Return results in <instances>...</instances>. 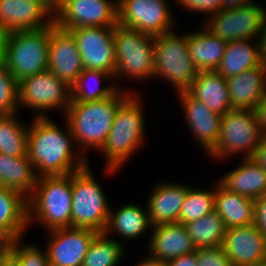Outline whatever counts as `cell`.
<instances>
[{
  "label": "cell",
  "instance_id": "obj_1",
  "mask_svg": "<svg viewBox=\"0 0 266 266\" xmlns=\"http://www.w3.org/2000/svg\"><path fill=\"white\" fill-rule=\"evenodd\" d=\"M66 127L61 129L49 117L33 118L28 127V156L38 177L68 175L89 165L86 157L75 150L67 123Z\"/></svg>",
  "mask_w": 266,
  "mask_h": 266
},
{
  "label": "cell",
  "instance_id": "obj_2",
  "mask_svg": "<svg viewBox=\"0 0 266 266\" xmlns=\"http://www.w3.org/2000/svg\"><path fill=\"white\" fill-rule=\"evenodd\" d=\"M132 93L130 89L126 91L118 89L109 98L85 103L70 102L65 118L76 148L82 155L86 157L84 151L88 147L101 150L109 136L118 107Z\"/></svg>",
  "mask_w": 266,
  "mask_h": 266
},
{
  "label": "cell",
  "instance_id": "obj_3",
  "mask_svg": "<svg viewBox=\"0 0 266 266\" xmlns=\"http://www.w3.org/2000/svg\"><path fill=\"white\" fill-rule=\"evenodd\" d=\"M138 97L133 92L118 107L109 136L99 151L105 155L107 174L117 172L144 142L143 102Z\"/></svg>",
  "mask_w": 266,
  "mask_h": 266
},
{
  "label": "cell",
  "instance_id": "obj_4",
  "mask_svg": "<svg viewBox=\"0 0 266 266\" xmlns=\"http://www.w3.org/2000/svg\"><path fill=\"white\" fill-rule=\"evenodd\" d=\"M27 205L29 226L37 221L47 231L71 227V174L39 177Z\"/></svg>",
  "mask_w": 266,
  "mask_h": 266
},
{
  "label": "cell",
  "instance_id": "obj_5",
  "mask_svg": "<svg viewBox=\"0 0 266 266\" xmlns=\"http://www.w3.org/2000/svg\"><path fill=\"white\" fill-rule=\"evenodd\" d=\"M50 25L9 34L3 64L17 82L47 70Z\"/></svg>",
  "mask_w": 266,
  "mask_h": 266
},
{
  "label": "cell",
  "instance_id": "obj_6",
  "mask_svg": "<svg viewBox=\"0 0 266 266\" xmlns=\"http://www.w3.org/2000/svg\"><path fill=\"white\" fill-rule=\"evenodd\" d=\"M71 227L104 232L110 208L102 187L91 173L89 165L71 174Z\"/></svg>",
  "mask_w": 266,
  "mask_h": 266
},
{
  "label": "cell",
  "instance_id": "obj_7",
  "mask_svg": "<svg viewBox=\"0 0 266 266\" xmlns=\"http://www.w3.org/2000/svg\"><path fill=\"white\" fill-rule=\"evenodd\" d=\"M114 49L116 70L114 79L126 76L127 79L138 80L154 77L155 51L154 36L115 26Z\"/></svg>",
  "mask_w": 266,
  "mask_h": 266
},
{
  "label": "cell",
  "instance_id": "obj_8",
  "mask_svg": "<svg viewBox=\"0 0 266 266\" xmlns=\"http://www.w3.org/2000/svg\"><path fill=\"white\" fill-rule=\"evenodd\" d=\"M154 51V77L167 79L177 93L187 92L199 72L189 56L187 33L180 37L170 31L155 36Z\"/></svg>",
  "mask_w": 266,
  "mask_h": 266
},
{
  "label": "cell",
  "instance_id": "obj_9",
  "mask_svg": "<svg viewBox=\"0 0 266 266\" xmlns=\"http://www.w3.org/2000/svg\"><path fill=\"white\" fill-rule=\"evenodd\" d=\"M263 136L255 110H229L222 115L220 138L208 155L220 160L244 152L243 158H253Z\"/></svg>",
  "mask_w": 266,
  "mask_h": 266
},
{
  "label": "cell",
  "instance_id": "obj_10",
  "mask_svg": "<svg viewBox=\"0 0 266 266\" xmlns=\"http://www.w3.org/2000/svg\"><path fill=\"white\" fill-rule=\"evenodd\" d=\"M263 7L264 5L253 1L239 7L221 8L206 18L203 26L213 35L227 42L242 39H251L256 42L259 40L266 20V9Z\"/></svg>",
  "mask_w": 266,
  "mask_h": 266
},
{
  "label": "cell",
  "instance_id": "obj_11",
  "mask_svg": "<svg viewBox=\"0 0 266 266\" xmlns=\"http://www.w3.org/2000/svg\"><path fill=\"white\" fill-rule=\"evenodd\" d=\"M70 102L71 87L48 70L18 82V108L23 105L37 109L34 118H47L44 113L47 109L61 107L66 112Z\"/></svg>",
  "mask_w": 266,
  "mask_h": 266
},
{
  "label": "cell",
  "instance_id": "obj_12",
  "mask_svg": "<svg viewBox=\"0 0 266 266\" xmlns=\"http://www.w3.org/2000/svg\"><path fill=\"white\" fill-rule=\"evenodd\" d=\"M59 0L54 23L70 30L80 27H115L118 24L116 0Z\"/></svg>",
  "mask_w": 266,
  "mask_h": 266
},
{
  "label": "cell",
  "instance_id": "obj_13",
  "mask_svg": "<svg viewBox=\"0 0 266 266\" xmlns=\"http://www.w3.org/2000/svg\"><path fill=\"white\" fill-rule=\"evenodd\" d=\"M118 25L159 36L173 29V17L166 0H119ZM172 28V29H171Z\"/></svg>",
  "mask_w": 266,
  "mask_h": 266
},
{
  "label": "cell",
  "instance_id": "obj_14",
  "mask_svg": "<svg viewBox=\"0 0 266 266\" xmlns=\"http://www.w3.org/2000/svg\"><path fill=\"white\" fill-rule=\"evenodd\" d=\"M69 31L75 38L83 67L111 73L114 76L116 70L115 27L89 26Z\"/></svg>",
  "mask_w": 266,
  "mask_h": 266
},
{
  "label": "cell",
  "instance_id": "obj_15",
  "mask_svg": "<svg viewBox=\"0 0 266 266\" xmlns=\"http://www.w3.org/2000/svg\"><path fill=\"white\" fill-rule=\"evenodd\" d=\"M47 245L49 266H82L95 230L66 227L48 231ZM51 234V235H50Z\"/></svg>",
  "mask_w": 266,
  "mask_h": 266
},
{
  "label": "cell",
  "instance_id": "obj_16",
  "mask_svg": "<svg viewBox=\"0 0 266 266\" xmlns=\"http://www.w3.org/2000/svg\"><path fill=\"white\" fill-rule=\"evenodd\" d=\"M47 70L71 86L84 70L75 38L69 30L50 24Z\"/></svg>",
  "mask_w": 266,
  "mask_h": 266
},
{
  "label": "cell",
  "instance_id": "obj_17",
  "mask_svg": "<svg viewBox=\"0 0 266 266\" xmlns=\"http://www.w3.org/2000/svg\"><path fill=\"white\" fill-rule=\"evenodd\" d=\"M221 246L233 266H257L266 260V236L254 223L226 229Z\"/></svg>",
  "mask_w": 266,
  "mask_h": 266
},
{
  "label": "cell",
  "instance_id": "obj_18",
  "mask_svg": "<svg viewBox=\"0 0 266 266\" xmlns=\"http://www.w3.org/2000/svg\"><path fill=\"white\" fill-rule=\"evenodd\" d=\"M54 21L43 0H0V23L10 32L37 30Z\"/></svg>",
  "mask_w": 266,
  "mask_h": 266
},
{
  "label": "cell",
  "instance_id": "obj_19",
  "mask_svg": "<svg viewBox=\"0 0 266 266\" xmlns=\"http://www.w3.org/2000/svg\"><path fill=\"white\" fill-rule=\"evenodd\" d=\"M187 124L199 146L209 154L216 146L221 132L222 115L209 109L188 92L177 93Z\"/></svg>",
  "mask_w": 266,
  "mask_h": 266
},
{
  "label": "cell",
  "instance_id": "obj_20",
  "mask_svg": "<svg viewBox=\"0 0 266 266\" xmlns=\"http://www.w3.org/2000/svg\"><path fill=\"white\" fill-rule=\"evenodd\" d=\"M152 237L148 241L150 256L162 262L190 254L195 247L184 224L169 223L152 226Z\"/></svg>",
  "mask_w": 266,
  "mask_h": 266
},
{
  "label": "cell",
  "instance_id": "obj_21",
  "mask_svg": "<svg viewBox=\"0 0 266 266\" xmlns=\"http://www.w3.org/2000/svg\"><path fill=\"white\" fill-rule=\"evenodd\" d=\"M232 109L255 110L266 93V69L261 65L227 78Z\"/></svg>",
  "mask_w": 266,
  "mask_h": 266
},
{
  "label": "cell",
  "instance_id": "obj_22",
  "mask_svg": "<svg viewBox=\"0 0 266 266\" xmlns=\"http://www.w3.org/2000/svg\"><path fill=\"white\" fill-rule=\"evenodd\" d=\"M190 186L175 183H158L148 199L147 210L152 226L178 223L180 208Z\"/></svg>",
  "mask_w": 266,
  "mask_h": 266
},
{
  "label": "cell",
  "instance_id": "obj_23",
  "mask_svg": "<svg viewBox=\"0 0 266 266\" xmlns=\"http://www.w3.org/2000/svg\"><path fill=\"white\" fill-rule=\"evenodd\" d=\"M219 180L228 191L253 200L266 193V170L253 158H243L238 168Z\"/></svg>",
  "mask_w": 266,
  "mask_h": 266
},
{
  "label": "cell",
  "instance_id": "obj_24",
  "mask_svg": "<svg viewBox=\"0 0 266 266\" xmlns=\"http://www.w3.org/2000/svg\"><path fill=\"white\" fill-rule=\"evenodd\" d=\"M187 92L219 115L233 110L227 79L216 71H199Z\"/></svg>",
  "mask_w": 266,
  "mask_h": 266
},
{
  "label": "cell",
  "instance_id": "obj_25",
  "mask_svg": "<svg viewBox=\"0 0 266 266\" xmlns=\"http://www.w3.org/2000/svg\"><path fill=\"white\" fill-rule=\"evenodd\" d=\"M187 33L189 56L198 71H216L226 51L227 41L213 35L204 26Z\"/></svg>",
  "mask_w": 266,
  "mask_h": 266
},
{
  "label": "cell",
  "instance_id": "obj_26",
  "mask_svg": "<svg viewBox=\"0 0 266 266\" xmlns=\"http://www.w3.org/2000/svg\"><path fill=\"white\" fill-rule=\"evenodd\" d=\"M216 183L214 210L222 217L226 229L253 224L255 200L230 192Z\"/></svg>",
  "mask_w": 266,
  "mask_h": 266
},
{
  "label": "cell",
  "instance_id": "obj_27",
  "mask_svg": "<svg viewBox=\"0 0 266 266\" xmlns=\"http://www.w3.org/2000/svg\"><path fill=\"white\" fill-rule=\"evenodd\" d=\"M38 175L29 156L12 157L0 153V185L29 197L37 184Z\"/></svg>",
  "mask_w": 266,
  "mask_h": 266
},
{
  "label": "cell",
  "instance_id": "obj_28",
  "mask_svg": "<svg viewBox=\"0 0 266 266\" xmlns=\"http://www.w3.org/2000/svg\"><path fill=\"white\" fill-rule=\"evenodd\" d=\"M0 226L15 240L22 239L28 229L27 197L0 185Z\"/></svg>",
  "mask_w": 266,
  "mask_h": 266
},
{
  "label": "cell",
  "instance_id": "obj_29",
  "mask_svg": "<svg viewBox=\"0 0 266 266\" xmlns=\"http://www.w3.org/2000/svg\"><path fill=\"white\" fill-rule=\"evenodd\" d=\"M250 41H229L216 72L227 79L261 65L259 40L254 44H250Z\"/></svg>",
  "mask_w": 266,
  "mask_h": 266
},
{
  "label": "cell",
  "instance_id": "obj_30",
  "mask_svg": "<svg viewBox=\"0 0 266 266\" xmlns=\"http://www.w3.org/2000/svg\"><path fill=\"white\" fill-rule=\"evenodd\" d=\"M151 228L147 207L143 210V207L141 208L139 205L126 204L115 212L110 208L109 219L104 232L109 236L113 230L125 239H137Z\"/></svg>",
  "mask_w": 266,
  "mask_h": 266
},
{
  "label": "cell",
  "instance_id": "obj_31",
  "mask_svg": "<svg viewBox=\"0 0 266 266\" xmlns=\"http://www.w3.org/2000/svg\"><path fill=\"white\" fill-rule=\"evenodd\" d=\"M184 226L195 248L221 246L226 234L223 219L215 210Z\"/></svg>",
  "mask_w": 266,
  "mask_h": 266
},
{
  "label": "cell",
  "instance_id": "obj_32",
  "mask_svg": "<svg viewBox=\"0 0 266 266\" xmlns=\"http://www.w3.org/2000/svg\"><path fill=\"white\" fill-rule=\"evenodd\" d=\"M17 113L0 115V153L12 157L28 155V128Z\"/></svg>",
  "mask_w": 266,
  "mask_h": 266
},
{
  "label": "cell",
  "instance_id": "obj_33",
  "mask_svg": "<svg viewBox=\"0 0 266 266\" xmlns=\"http://www.w3.org/2000/svg\"><path fill=\"white\" fill-rule=\"evenodd\" d=\"M98 232L90 243L82 266H117L124 254L123 243Z\"/></svg>",
  "mask_w": 266,
  "mask_h": 266
},
{
  "label": "cell",
  "instance_id": "obj_34",
  "mask_svg": "<svg viewBox=\"0 0 266 266\" xmlns=\"http://www.w3.org/2000/svg\"><path fill=\"white\" fill-rule=\"evenodd\" d=\"M102 78H114L111 73H107L100 70H90L85 69L82 73L78 76L76 81L70 86L71 87V102H91L96 100H101L104 98H109L112 96L117 90L118 86L116 87L113 85H107L104 87L98 86L94 89H88V84L93 80L95 82L101 81ZM91 80V81H90ZM88 83V84H87ZM95 85V84H94ZM86 86V87H85Z\"/></svg>",
  "mask_w": 266,
  "mask_h": 266
},
{
  "label": "cell",
  "instance_id": "obj_35",
  "mask_svg": "<svg viewBox=\"0 0 266 266\" xmlns=\"http://www.w3.org/2000/svg\"><path fill=\"white\" fill-rule=\"evenodd\" d=\"M211 190L189 187L185 200L180 208L179 224L196 221L208 215L215 207L216 188Z\"/></svg>",
  "mask_w": 266,
  "mask_h": 266
},
{
  "label": "cell",
  "instance_id": "obj_36",
  "mask_svg": "<svg viewBox=\"0 0 266 266\" xmlns=\"http://www.w3.org/2000/svg\"><path fill=\"white\" fill-rule=\"evenodd\" d=\"M18 82L7 67L0 64V115H10L18 111Z\"/></svg>",
  "mask_w": 266,
  "mask_h": 266
},
{
  "label": "cell",
  "instance_id": "obj_37",
  "mask_svg": "<svg viewBox=\"0 0 266 266\" xmlns=\"http://www.w3.org/2000/svg\"><path fill=\"white\" fill-rule=\"evenodd\" d=\"M16 239L12 245L11 257L18 266H49L47 252L35 244H23Z\"/></svg>",
  "mask_w": 266,
  "mask_h": 266
},
{
  "label": "cell",
  "instance_id": "obj_38",
  "mask_svg": "<svg viewBox=\"0 0 266 266\" xmlns=\"http://www.w3.org/2000/svg\"><path fill=\"white\" fill-rule=\"evenodd\" d=\"M197 266H233L222 246L196 248Z\"/></svg>",
  "mask_w": 266,
  "mask_h": 266
},
{
  "label": "cell",
  "instance_id": "obj_39",
  "mask_svg": "<svg viewBox=\"0 0 266 266\" xmlns=\"http://www.w3.org/2000/svg\"><path fill=\"white\" fill-rule=\"evenodd\" d=\"M176 2L186 10L206 13L207 18L222 8V0H177Z\"/></svg>",
  "mask_w": 266,
  "mask_h": 266
},
{
  "label": "cell",
  "instance_id": "obj_40",
  "mask_svg": "<svg viewBox=\"0 0 266 266\" xmlns=\"http://www.w3.org/2000/svg\"><path fill=\"white\" fill-rule=\"evenodd\" d=\"M254 224L266 236V193L255 199Z\"/></svg>",
  "mask_w": 266,
  "mask_h": 266
},
{
  "label": "cell",
  "instance_id": "obj_41",
  "mask_svg": "<svg viewBox=\"0 0 266 266\" xmlns=\"http://www.w3.org/2000/svg\"><path fill=\"white\" fill-rule=\"evenodd\" d=\"M166 266H197L196 249L190 254L182 255L168 261Z\"/></svg>",
  "mask_w": 266,
  "mask_h": 266
},
{
  "label": "cell",
  "instance_id": "obj_42",
  "mask_svg": "<svg viewBox=\"0 0 266 266\" xmlns=\"http://www.w3.org/2000/svg\"><path fill=\"white\" fill-rule=\"evenodd\" d=\"M255 112L258 117L260 128L264 135H266V93L258 103Z\"/></svg>",
  "mask_w": 266,
  "mask_h": 266
},
{
  "label": "cell",
  "instance_id": "obj_43",
  "mask_svg": "<svg viewBox=\"0 0 266 266\" xmlns=\"http://www.w3.org/2000/svg\"><path fill=\"white\" fill-rule=\"evenodd\" d=\"M253 159L266 170V135H264L261 139V142L256 149Z\"/></svg>",
  "mask_w": 266,
  "mask_h": 266
},
{
  "label": "cell",
  "instance_id": "obj_44",
  "mask_svg": "<svg viewBox=\"0 0 266 266\" xmlns=\"http://www.w3.org/2000/svg\"><path fill=\"white\" fill-rule=\"evenodd\" d=\"M10 32L0 23V64L3 63Z\"/></svg>",
  "mask_w": 266,
  "mask_h": 266
},
{
  "label": "cell",
  "instance_id": "obj_45",
  "mask_svg": "<svg viewBox=\"0 0 266 266\" xmlns=\"http://www.w3.org/2000/svg\"><path fill=\"white\" fill-rule=\"evenodd\" d=\"M260 45V62L262 66L266 67V20L262 32L259 36Z\"/></svg>",
  "mask_w": 266,
  "mask_h": 266
},
{
  "label": "cell",
  "instance_id": "obj_46",
  "mask_svg": "<svg viewBox=\"0 0 266 266\" xmlns=\"http://www.w3.org/2000/svg\"><path fill=\"white\" fill-rule=\"evenodd\" d=\"M14 238L0 226V249H12Z\"/></svg>",
  "mask_w": 266,
  "mask_h": 266
},
{
  "label": "cell",
  "instance_id": "obj_47",
  "mask_svg": "<svg viewBox=\"0 0 266 266\" xmlns=\"http://www.w3.org/2000/svg\"><path fill=\"white\" fill-rule=\"evenodd\" d=\"M251 2H253V0H222V9L239 7Z\"/></svg>",
  "mask_w": 266,
  "mask_h": 266
},
{
  "label": "cell",
  "instance_id": "obj_48",
  "mask_svg": "<svg viewBox=\"0 0 266 266\" xmlns=\"http://www.w3.org/2000/svg\"><path fill=\"white\" fill-rule=\"evenodd\" d=\"M135 266H166L165 262L160 261L157 258L148 256L146 259H143L141 262H138Z\"/></svg>",
  "mask_w": 266,
  "mask_h": 266
},
{
  "label": "cell",
  "instance_id": "obj_49",
  "mask_svg": "<svg viewBox=\"0 0 266 266\" xmlns=\"http://www.w3.org/2000/svg\"><path fill=\"white\" fill-rule=\"evenodd\" d=\"M12 249H0V266L11 256Z\"/></svg>",
  "mask_w": 266,
  "mask_h": 266
},
{
  "label": "cell",
  "instance_id": "obj_50",
  "mask_svg": "<svg viewBox=\"0 0 266 266\" xmlns=\"http://www.w3.org/2000/svg\"><path fill=\"white\" fill-rule=\"evenodd\" d=\"M43 1L54 11L59 0H43Z\"/></svg>",
  "mask_w": 266,
  "mask_h": 266
},
{
  "label": "cell",
  "instance_id": "obj_51",
  "mask_svg": "<svg viewBox=\"0 0 266 266\" xmlns=\"http://www.w3.org/2000/svg\"><path fill=\"white\" fill-rule=\"evenodd\" d=\"M3 266H18L16 261L10 256L6 262L3 264Z\"/></svg>",
  "mask_w": 266,
  "mask_h": 266
},
{
  "label": "cell",
  "instance_id": "obj_52",
  "mask_svg": "<svg viewBox=\"0 0 266 266\" xmlns=\"http://www.w3.org/2000/svg\"><path fill=\"white\" fill-rule=\"evenodd\" d=\"M257 266H266V260L262 261V262L259 263Z\"/></svg>",
  "mask_w": 266,
  "mask_h": 266
}]
</instances>
